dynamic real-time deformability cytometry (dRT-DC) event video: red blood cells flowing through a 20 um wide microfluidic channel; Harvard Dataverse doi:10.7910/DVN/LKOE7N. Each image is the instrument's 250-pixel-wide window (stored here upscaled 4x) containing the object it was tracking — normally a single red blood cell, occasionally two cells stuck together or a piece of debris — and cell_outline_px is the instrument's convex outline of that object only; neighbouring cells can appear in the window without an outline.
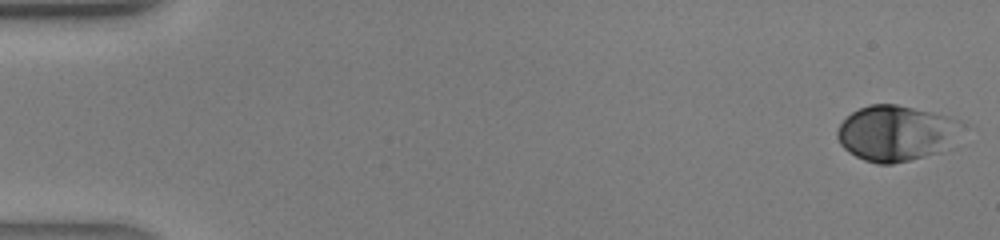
{"species": "human", "species_latin": "Homo sapiens", "temperature_condition": "warm", "stored_images_in_passage": 42, "camera_frame_rate_fps": 3000, "um_per_image_px": 0.085, "donor": {"sex": "male"}, "frame": {"image": 1, "passage_image": 1, "time_ms": 0.0, "image_size_px": [1000, 240], "cell_outline_px": [[964, 124], [940, 152], [892, 164], [876, 164], [864, 160], [848, 152], [840, 144], [836, 136], [836, 132], [840, 124], [852, 112], [868, 104], [896, 104], [932, 112], [960, 120]], "centroid_in_image_um": [76.09, 11.31], "position_along_channel_um": 8.9, "area_um2": 39.82}}
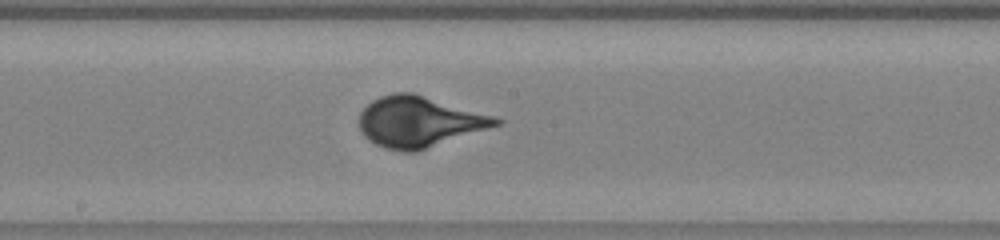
{"frame": {"image": 2, "passage_image": 23, "time_ms": 7.333, "image_size_px": [1000, 240], "cell_outline_px": [[504, 120], [500, 124], [416, 152], [404, 152], [384, 148], [368, 140], [360, 132], [360, 112], [372, 100], [380, 96], [392, 92], [412, 92], [496, 116]], "centroid_in_image_um": [35.61, 10.34], "position_along_channel_um": 212.6, "area_um2": 40.4}}
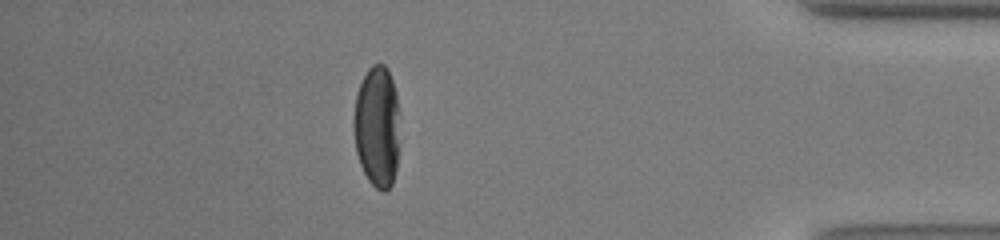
{"frame": {"image": 3, "passage_image": 37, "time_ms": 12.0, "image_size_px": [1000, 240], "cell_outline_px": [[400, 144], [396, 168], [392, 184], [384, 192], [376, 188], [368, 180], [360, 164], [356, 152], [352, 124], [356, 96], [360, 84], [368, 68], [372, 64], [384, 64], [388, 68], [396, 92], [400, 140]], "centroid_in_image_um": [32.05, 10.77], "position_along_channel_um": 403.1, "area_um2": 33.06}}